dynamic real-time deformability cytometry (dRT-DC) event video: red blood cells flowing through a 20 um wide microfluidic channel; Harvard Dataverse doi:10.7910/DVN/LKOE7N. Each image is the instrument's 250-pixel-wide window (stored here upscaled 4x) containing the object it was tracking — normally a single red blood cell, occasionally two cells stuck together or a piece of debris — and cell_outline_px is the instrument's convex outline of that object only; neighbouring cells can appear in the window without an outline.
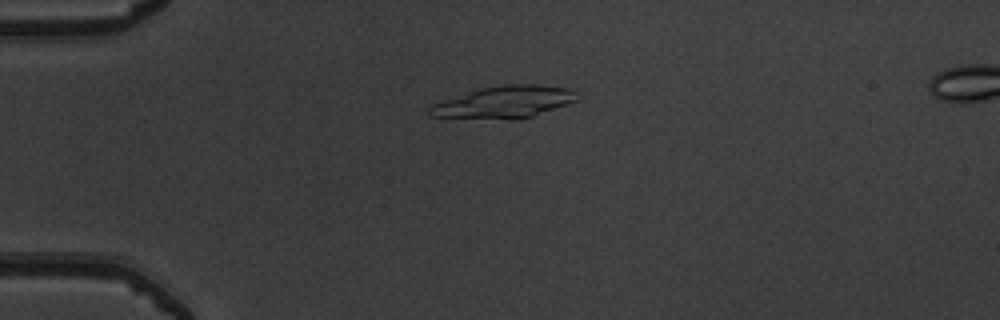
{"species": "common noctule bat (a hibernating species)", "species_latin": "Nyctalus noctula", "temperature_condition": "warm", "stored_images_in_passage": 52, "camera_frame_rate_fps": 3000, "um_per_image_px": 0.085, "animal": {"sex": "male", "body_mass_g": 19.5, "forearm_length_mm": 54.6}, "frame": {"image": 1, "passage_image": 14, "time_ms": 4.333, "image_size_px": [1000, 320], "cell_outline_px": [[580, 96], [576, 100], [532, 116], [516, 120], [508, 120], [428, 116], [424, 108], [432, 104], [476, 88], [500, 84], [540, 84], [572, 88]], "centroid_in_image_um": [42.8, 8.66], "position_along_channel_um": 42.2, "area_um2": 28.15}}
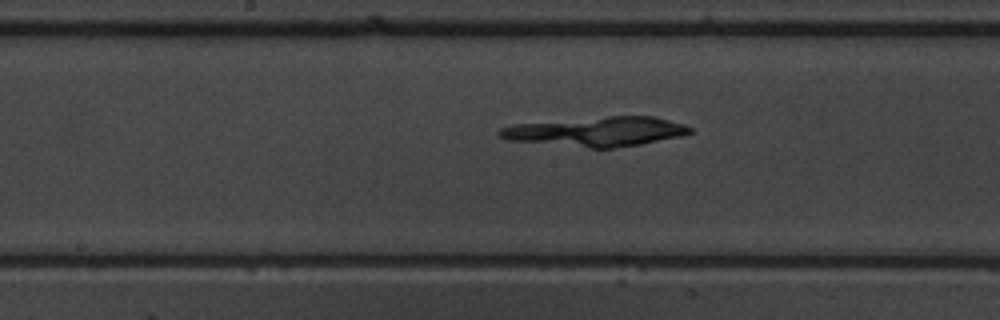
{"frame": {"image": 2, "passage_image": 28, "time_ms": 9.0, "image_size_px": [1000, 320], "cell_outline_px": [[692, 132], [680, 136], [640, 144], [612, 148], [592, 148], [508, 140], [500, 136], [496, 132], [500, 128], [512, 124], [608, 116], [652, 116], [684, 124], [692, 128]], "centroid_in_image_um": [50.68, 11.17], "position_along_channel_um": 197.5, "area_um2": 32.43}}
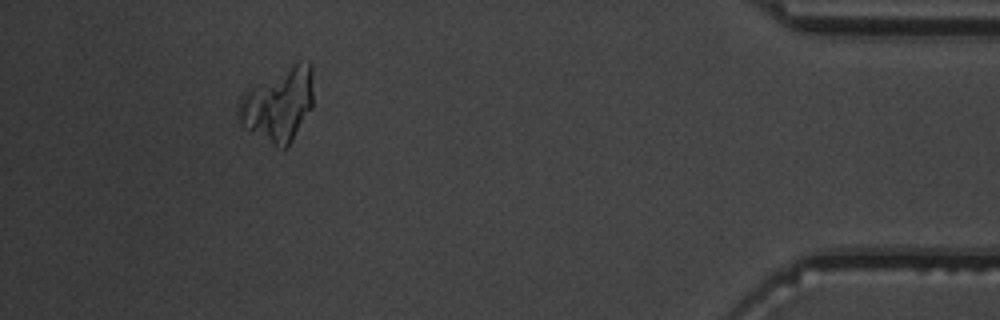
{"frame": {"image": 3, "passage_image": 48, "time_ms": 15.667, "image_size_px": [1000, 320], "cell_outline_px": [[312, 108], [288, 144], [284, 148], [276, 144], [248, 128], [236, 120], [236, 108], [240, 96], [248, 84], [296, 60], [308, 60], [312, 64]], "centroid_in_image_um": [23.62, 8.71], "position_along_channel_um": 411.6, "area_um2": 32.66}}